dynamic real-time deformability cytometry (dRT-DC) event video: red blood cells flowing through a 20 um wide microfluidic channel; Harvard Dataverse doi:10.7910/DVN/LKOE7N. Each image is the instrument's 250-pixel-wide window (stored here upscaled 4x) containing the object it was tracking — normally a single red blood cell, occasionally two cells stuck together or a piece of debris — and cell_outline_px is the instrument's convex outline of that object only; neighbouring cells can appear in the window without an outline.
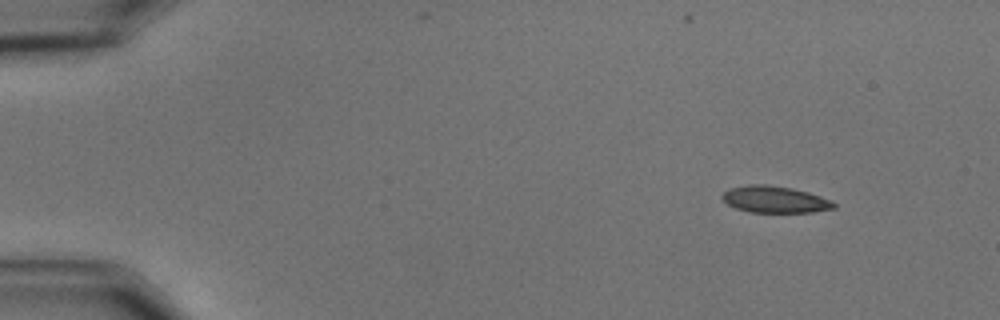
{"species": "common noctule bat (a hibernating species)", "species_latin": "Nyctalus noctula", "temperature_condition": "cold", "stored_images_in_passage": 20, "camera_frame_rate_fps": 3000, "um_per_image_px": 0.085, "animal": {"sex": "male", "body_mass_g": 15.6}, "frame": {"image": 1, "passage_image": 1, "time_ms": 0.0, "image_size_px": [1000, 320], "cell_outline_px": [[836, 208], [812, 212], [752, 212], [736, 208], [728, 204], [720, 196], [724, 192], [732, 188], [752, 184], [764, 184], [792, 188], [808, 192], [820, 196], [836, 204]], "centroid_in_image_um": [65.87, 16.95], "position_along_channel_um": 19.1, "area_um2": 17.11}}
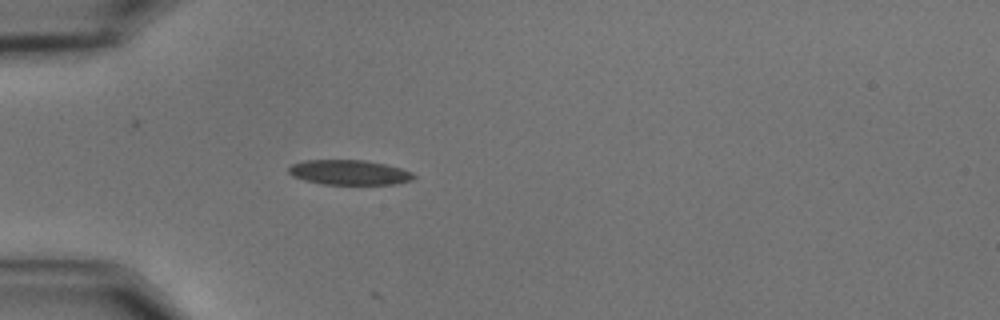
{"frame": {"image": 2, "passage_image": 12, "time_ms": 3.667, "image_size_px": [1000, 320], "cell_outline_px": [[416, 176], [412, 180], [392, 184], [324, 184], [304, 180], [292, 176], [288, 172], [288, 168], [292, 164], [304, 160], [364, 160], [384, 164], [400, 168], [412, 172]], "centroid_in_image_um": [29.66, 14.65], "position_along_channel_um": 55.3, "area_um2": 18.03}}